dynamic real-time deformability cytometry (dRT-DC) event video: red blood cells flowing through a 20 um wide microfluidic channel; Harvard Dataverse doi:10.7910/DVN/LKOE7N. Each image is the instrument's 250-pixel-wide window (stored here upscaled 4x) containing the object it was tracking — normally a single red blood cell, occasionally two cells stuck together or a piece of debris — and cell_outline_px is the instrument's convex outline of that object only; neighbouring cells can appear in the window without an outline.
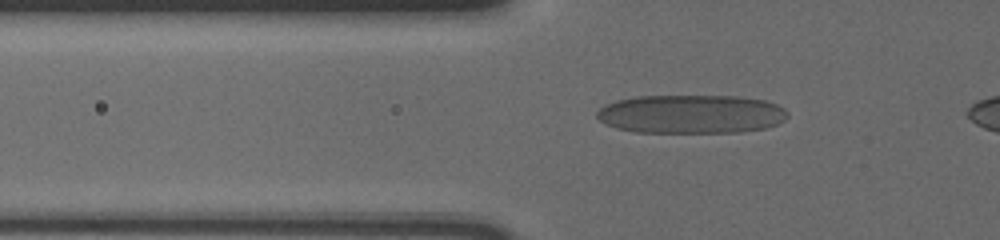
{"species": "human", "species_latin": "Homo sapiens", "temperature_condition": "cold", "stored_images_in_passage": 47, "camera_frame_rate_fps": 3000, "um_per_image_px": 0.085, "donor": {"sex": "male"}, "frame": {"image": 1, "passage_image": 14, "time_ms": 4.333, "image_size_px": [1000, 240], "cell_outline_px": [[788, 116], [780, 124], [764, 128], [740, 132], [636, 132], [616, 128], [604, 124], [596, 116], [596, 112], [600, 108], [616, 100], [636, 96], [740, 96], [764, 100], [776, 104], [784, 108], [788, 112]], "centroid_in_image_um": [58.76, 9.69], "position_along_channel_um": 67.0, "area_um2": 43.23}}
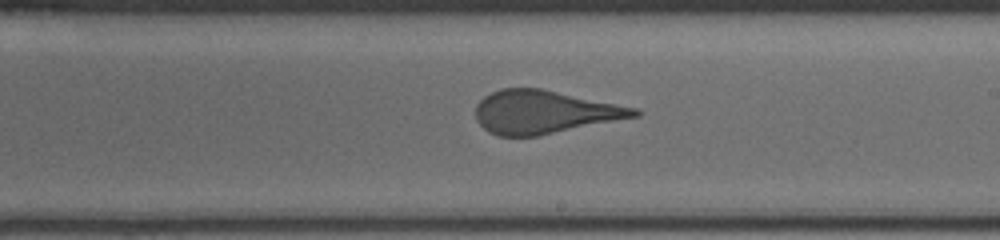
{"frame": {"image": 2, "passage_image": 29, "time_ms": 9.333, "image_size_px": [1000, 240], "cell_outline_px": [[640, 116], [536, 136], [500, 136], [488, 132], [476, 120], [476, 104], [484, 96], [500, 88], [540, 88], [636, 108], [640, 112]], "centroid_in_image_um": [46.23, 9.52], "position_along_channel_um": 242.8, "area_um2": 39.59}}
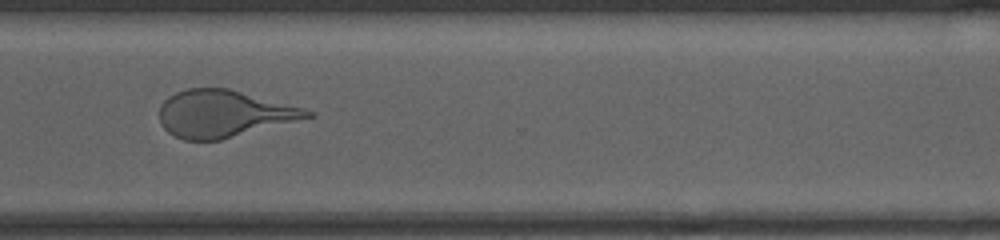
{"frame": {"image": 3, "passage_image": 38, "time_ms": 12.333, "image_size_px": [1000, 240], "cell_outline_px": [[316, 116], [220, 140], [184, 140], [168, 132], [160, 124], [160, 104], [168, 96], [184, 88], [228, 88], [304, 108], [316, 112]], "centroid_in_image_um": [19.01, 9.66], "position_along_channel_um": 351.6, "area_um2": 40.58}}